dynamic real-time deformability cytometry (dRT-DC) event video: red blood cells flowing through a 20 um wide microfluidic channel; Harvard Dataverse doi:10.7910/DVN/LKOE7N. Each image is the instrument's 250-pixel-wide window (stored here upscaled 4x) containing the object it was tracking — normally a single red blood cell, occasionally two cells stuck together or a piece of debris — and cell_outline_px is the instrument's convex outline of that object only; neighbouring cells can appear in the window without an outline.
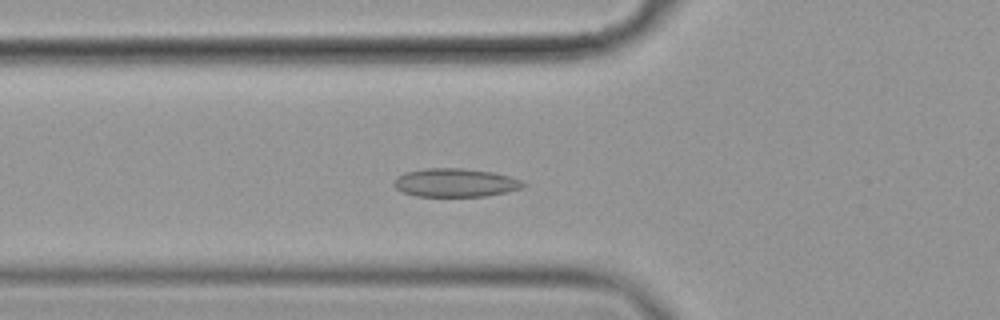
{"species": "common noctule bat (a hibernating species)", "species_latin": "Nyctalus noctula", "temperature_condition": "cold", "stored_images_in_passage": 50, "camera_frame_rate_fps": 3000, "um_per_image_px": 0.085, "animal": {"sex": "female", "body_mass_g": 19.9}, "frame": {"image": 1, "passage_image": 13, "time_ms": 4.0, "image_size_px": [1000, 320], "cell_outline_px": [[528, 184], [524, 188], [508, 192], [484, 196], [416, 196], [400, 192], [392, 184], [392, 180], [396, 176], [404, 172], [428, 168], [464, 168], [492, 172], [508, 176], [520, 180]], "centroid_in_image_um": [38.67, 15.53], "position_along_channel_um": 87.1, "area_um2": 21.73}}
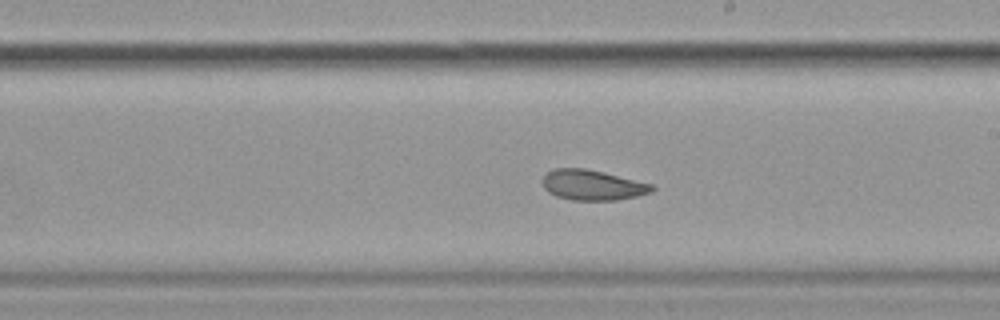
{"frame": {"image": 2, "passage_image": 26, "time_ms": 8.333, "image_size_px": [1000, 320], "cell_outline_px": [[656, 188], [652, 192], [636, 196], [616, 200], [572, 200], [556, 196], [548, 192], [544, 188], [540, 180], [552, 168], [584, 168], [604, 172], [656, 184]], "centroid_in_image_um": [50.38, 15.72], "position_along_channel_um": 238.6, "area_um2": 19.65}}
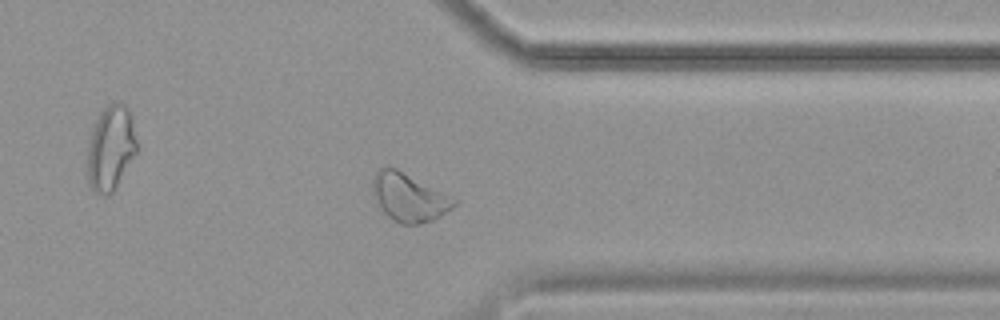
{"frame": {"image": 3, "passage_image": 38, "time_ms": 12.333, "image_size_px": [1000, 320], "cell_outline_px": [[456, 204], [452, 208], [440, 216], [432, 220], [420, 224], [400, 224], [392, 220], [384, 212], [372, 188], [372, 176], [380, 168], [396, 168], [456, 200]], "centroid_in_image_um": [34.74, 16.79], "position_along_channel_um": 376.7, "area_um2": 22.08}, "authors_computed_cell_mechanics": {"area_um2": 21.5016, "velocity_mm_per_s": 3.4969, "shape_relaxation_time_tau1_ms": null, "shape_relaxation_time_tau2_ms": 2.0632, "deformation_change_tau1": null, "deformation_change_tau2": 0.0731}}